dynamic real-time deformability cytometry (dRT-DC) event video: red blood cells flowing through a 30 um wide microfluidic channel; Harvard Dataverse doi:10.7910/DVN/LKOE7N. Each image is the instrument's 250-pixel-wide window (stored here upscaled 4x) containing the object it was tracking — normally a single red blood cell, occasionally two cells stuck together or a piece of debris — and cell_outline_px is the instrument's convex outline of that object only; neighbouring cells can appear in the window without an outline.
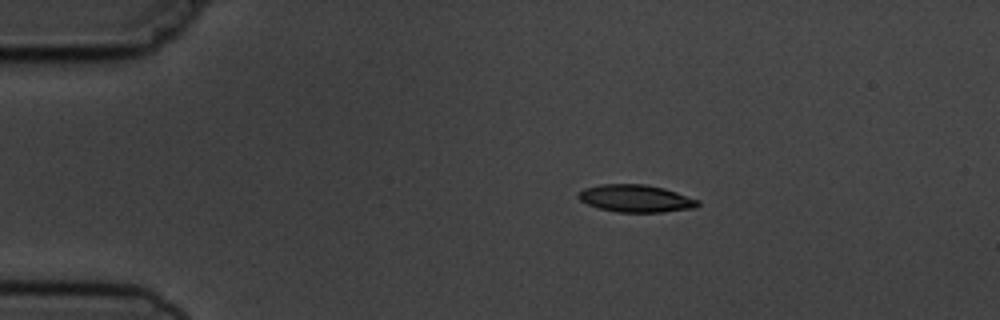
{"species": "common noctule bat (a hibernating species)", "species_latin": "Nyctalus noctula", "temperature_condition": "cold", "stored_images_in_passage": 6, "camera_frame_rate_fps": 3000, "um_per_image_px": 0.085, "animal": {"sex": "male", "body_mass_g": 19.5, "forearm_length_mm": 54.6}, "frame": {"image": 1, "passage_image": 2, "time_ms": 1.333, "image_size_px": [1000, 320], "cell_outline_px": [[700, 204], [696, 208], [664, 212], [616, 212], [600, 208], [588, 204], [580, 200], [576, 196], [584, 188], [600, 184], [644, 184], [664, 188], [700, 200]], "centroid_in_image_um": [54.07, 16.87], "position_along_channel_um": 30.9, "area_um2": 19.13}}
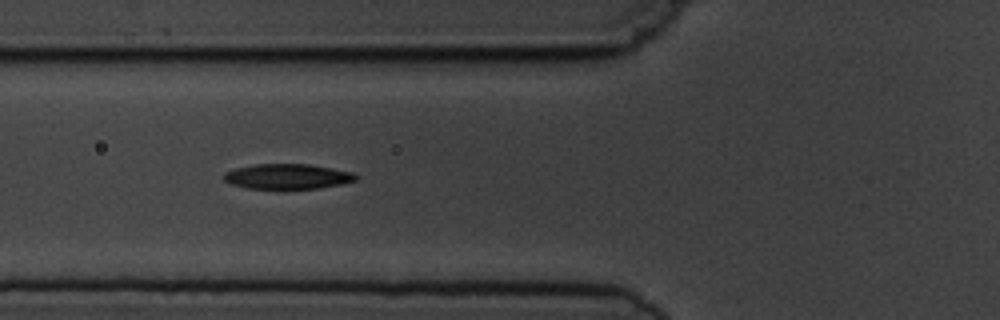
{"frame": {"image": 2, "passage_image": 5, "time_ms": 4.667, "image_size_px": [1000, 320], "cell_outline_px": [[360, 176], [356, 180], [340, 184], [320, 188], [248, 188], [232, 184], [224, 180], [224, 172], [236, 168], [256, 164], [308, 164], [332, 168], [352, 172]], "centroid_in_image_um": [24.46, 14.99], "position_along_channel_um": 101.3, "area_um2": 19.13}}
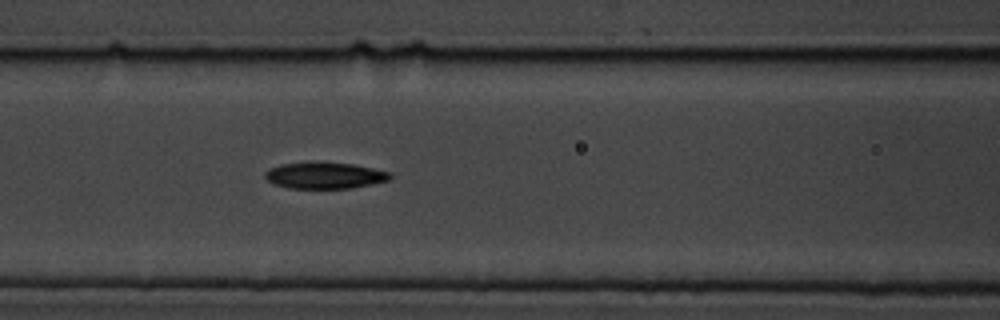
{"frame": {"image": 3, "passage_image": 6, "time_ms": 5.667, "image_size_px": [1000, 320], "cell_outline_px": [[392, 176], [388, 180], [372, 184], [352, 188], [288, 188], [276, 184], [268, 180], [264, 176], [264, 172], [268, 168], [280, 164], [312, 160], [352, 164], [392, 172]], "centroid_in_image_um": [27.57, 14.88], "position_along_channel_um": 139.0, "area_um2": 19.65}}